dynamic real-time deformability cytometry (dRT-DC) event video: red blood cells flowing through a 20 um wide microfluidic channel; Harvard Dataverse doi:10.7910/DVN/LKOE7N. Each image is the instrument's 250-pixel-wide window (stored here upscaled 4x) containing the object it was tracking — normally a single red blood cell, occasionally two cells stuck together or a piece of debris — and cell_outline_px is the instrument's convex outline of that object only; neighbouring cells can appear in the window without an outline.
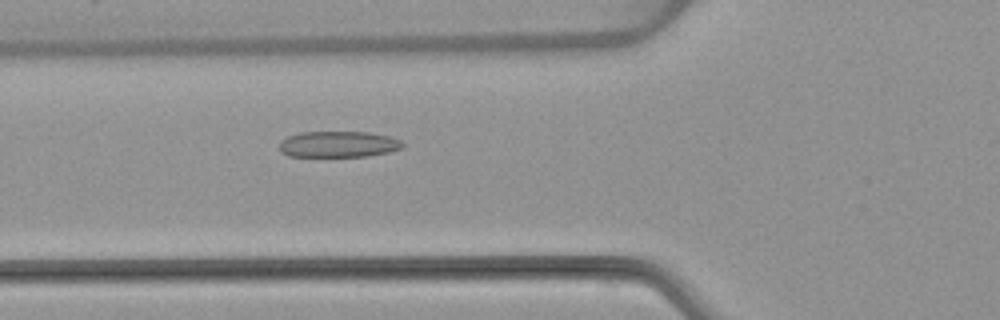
{"species": "common noctule bat (a hibernating species)", "species_latin": "Nyctalus noctula", "temperature_condition": "warm", "stored_images_in_passage": 54, "camera_frame_rate_fps": 3000, "um_per_image_px": 0.085, "animal": {"sex": "female", "body_mass_g": 22.7, "forearm_length_mm": 54.2}, "frame": {"image": 1, "passage_image": 20, "time_ms": 6.333, "image_size_px": [1000, 320], "cell_outline_px": [[404, 148], [388, 152], [368, 156], [288, 156], [280, 152], [280, 140], [288, 136], [300, 132], [368, 132], [388, 136], [400, 140], [404, 144]], "centroid_in_image_um": [28.75, 12.26], "position_along_channel_um": 97.0, "area_um2": 18.79}}
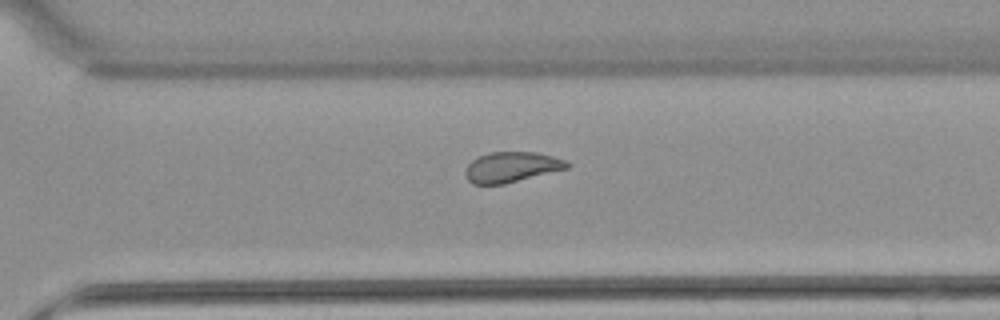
{"frame": {"image": 2, "passage_image": 38, "time_ms": 12.333, "image_size_px": [1000, 320], "cell_outline_px": [[572, 164], [568, 168], [504, 184], [472, 184], [464, 176], [464, 172], [468, 164], [472, 160], [480, 156], [492, 152], [536, 152], [568, 160]], "centroid_in_image_um": [43.49, 14.2], "position_along_channel_um": 327.1, "area_um2": 18.03}}
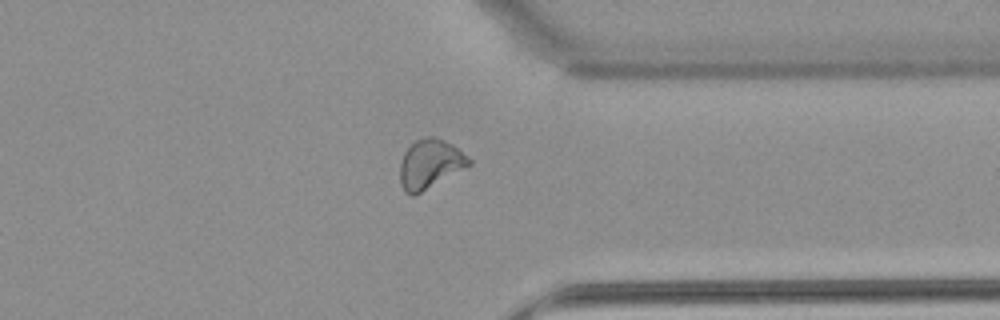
{"frame": {"image": 3, "passage_image": 42, "time_ms": 13.667, "image_size_px": [1000, 320], "cell_outline_px": [[472, 164], [420, 192], [412, 196], [408, 196], [404, 192], [400, 184], [400, 160], [404, 152], [416, 140], [428, 136], [432, 136], [444, 140], [452, 144], [468, 156], [472, 160]], "centroid_in_image_um": [36.53, 13.94], "position_along_channel_um": 374.9, "area_um2": 19.65}, "authors_computed_cell_mechanics": {"area_um2": 19.8832, "velocity_mm_per_s": 3.8301, "shape_relaxation_time_tau1_ms": null, "shape_relaxation_time_tau2_ms": 1.782, "deformation_change_tau1": null, "deformation_change_tau2": 0.0597}}